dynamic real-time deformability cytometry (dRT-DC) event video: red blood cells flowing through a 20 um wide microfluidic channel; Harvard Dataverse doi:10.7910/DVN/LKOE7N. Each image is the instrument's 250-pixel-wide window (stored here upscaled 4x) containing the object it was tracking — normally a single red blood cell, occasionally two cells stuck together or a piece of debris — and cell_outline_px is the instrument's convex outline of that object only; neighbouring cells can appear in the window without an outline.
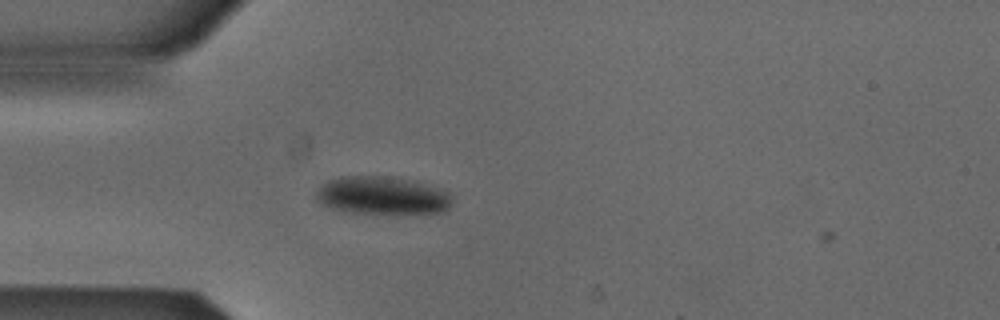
{"species": "Egyptian fruit bat (a non-hibernating species)", "species_latin": "Rousettus aegyptiacus", "temperature_condition": "cold", "stored_images_in_passage": 4, "camera_frame_rate_fps": 3000, "um_per_image_px": 0.085, "animal": {"sex": "male"}, "frame": {"image": 1, "passage_image": 3, "time_ms": 0.667, "image_size_px": [1000, 320], "cell_outline_px": [[452, 204], [444, 212], [396, 216], [340, 212], [320, 204], [316, 200], [316, 192], [328, 180], [340, 176], [392, 176], [436, 188], [448, 192], [452, 196]], "centroid_in_image_um": [32.47, 16.68], "position_along_channel_um": 52.5, "area_um2": 31.1}}